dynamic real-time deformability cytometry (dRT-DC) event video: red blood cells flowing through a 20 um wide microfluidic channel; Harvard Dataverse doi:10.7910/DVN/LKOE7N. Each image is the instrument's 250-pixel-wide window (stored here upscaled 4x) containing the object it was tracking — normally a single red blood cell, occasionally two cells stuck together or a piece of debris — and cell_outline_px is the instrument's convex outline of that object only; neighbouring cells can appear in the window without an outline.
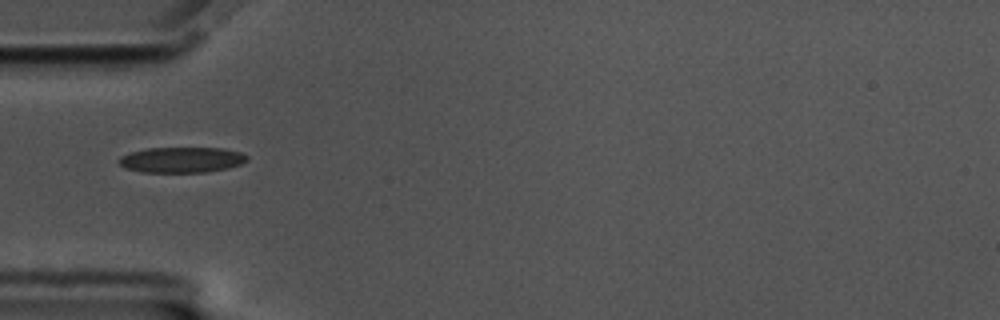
{"species": "common noctule bat (a hibernating species)", "species_latin": "Nyctalus noctula", "temperature_condition": "cold", "stored_images_in_passage": 24, "camera_frame_rate_fps": 3000, "um_per_image_px": 0.085, "animal": {"sex": "male", "body_mass_g": 17.5, "forearm_length_mm": 52.3}, "frame": {"image": 1, "passage_image": 1, "time_ms": 0.0, "image_size_px": [1000, 320], "cell_outline_px": [[248, 160], [240, 164], [228, 168], [204, 172], [140, 172], [124, 168], [120, 164], [120, 156], [128, 152], [148, 148], [224, 148], [240, 152], [248, 156]], "centroid_in_image_um": [15.43, 13.58], "position_along_channel_um": 69.6, "area_um2": 19.13}}